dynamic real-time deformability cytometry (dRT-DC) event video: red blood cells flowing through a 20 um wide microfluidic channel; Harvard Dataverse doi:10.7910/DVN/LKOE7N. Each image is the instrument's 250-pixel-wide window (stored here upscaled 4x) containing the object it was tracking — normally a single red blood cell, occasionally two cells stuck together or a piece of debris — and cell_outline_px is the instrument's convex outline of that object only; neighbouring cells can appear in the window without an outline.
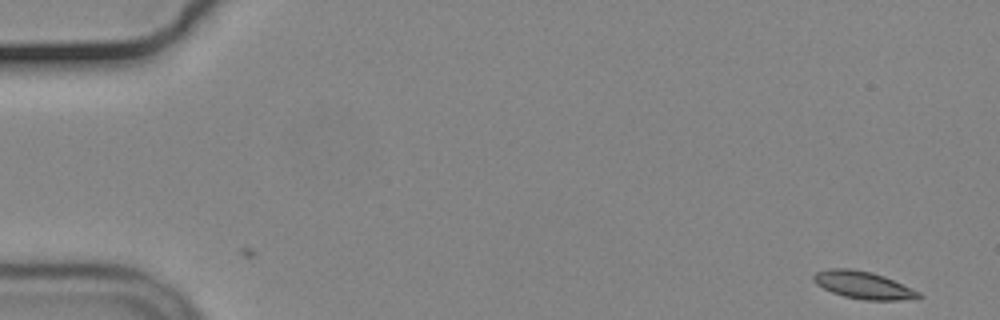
{"species": "common noctule bat (a hibernating species)", "species_latin": "Nyctalus noctula", "temperature_condition": "cold", "stored_images_in_passage": 54, "camera_frame_rate_fps": 3000, "um_per_image_px": 0.085, "animal": {"sex": "male", "body_mass_g": 19.2, "forearm_length_mm": 51.8}, "frame": {"image": 1, "passage_image": 1, "time_ms": 0.0, "image_size_px": [1000, 320], "cell_outline_px": [[924, 296], [916, 300], [864, 300], [844, 296], [832, 292], [816, 284], [812, 280], [812, 276], [816, 272], [828, 268], [852, 268], [872, 272], [884, 276], [920, 292]], "centroid_in_image_um": [73.4, 24.23], "position_along_channel_um": 11.6, "area_um2": 16.99}}
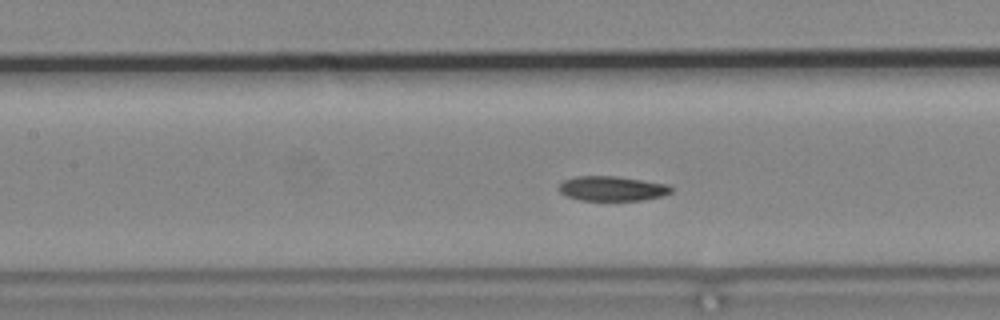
{"frame": {"image": 2, "passage_image": 24, "time_ms": 7.667, "image_size_px": [1000, 320], "cell_outline_px": [[672, 192], [664, 196], [640, 200], [580, 200], [568, 196], [560, 192], [556, 188], [564, 180], [576, 176], [616, 176], [668, 184], [672, 188]], "centroid_in_image_um": [52.03, 16.02], "position_along_channel_um": 155.4, "area_um2": 16.18}}
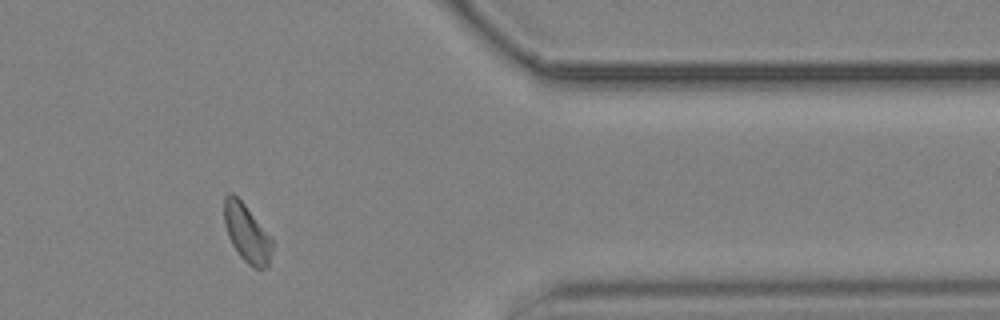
{"frame": {"image": 3, "passage_image": 45, "time_ms": 14.667, "image_size_px": [1000, 320], "cell_outline_px": [[272, 248], [268, 268], [256, 268], [248, 264], [240, 256], [232, 244], [228, 236], [224, 224], [224, 196], [228, 192], [232, 192], [244, 204], [272, 236]], "centroid_in_image_um": [20.98, 19.8], "position_along_channel_um": 390.4, "area_um2": 16.3}, "authors_computed_cell_mechanics": {"area_um2": 16.762, "velocity_mm_per_s": 3.663, "shape_relaxation_time_tau1_ms": 6.3111, "shape_relaxation_time_tau2_ms": null, "deformation_change_tau1": 0.1207, "deformation_change_tau2": null}}